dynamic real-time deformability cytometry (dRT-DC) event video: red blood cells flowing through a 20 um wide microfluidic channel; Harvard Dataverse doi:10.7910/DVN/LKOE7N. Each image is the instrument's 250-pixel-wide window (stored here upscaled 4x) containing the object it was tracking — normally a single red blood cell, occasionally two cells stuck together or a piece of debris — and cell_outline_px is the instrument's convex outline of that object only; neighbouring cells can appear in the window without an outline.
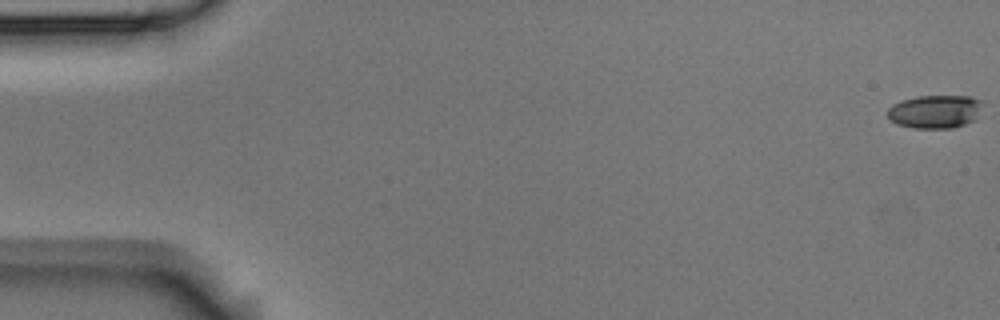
{"species": "Egyptian fruit bat (a non-hibernating species)", "species_latin": "Rousettus aegyptiacus", "temperature_condition": "room temperature", "stored_images_in_passage": 6, "camera_frame_rate_fps": 3000, "um_per_image_px": 0.085, "animal": {"sex": "male"}, "frame": {"image": 1, "passage_image": 1, "time_ms": 0.0, "image_size_px": [1000, 320], "cell_outline_px": [[980, 100], [976, 120], [952, 128], [912, 128], [896, 124], [888, 116], [888, 108], [892, 104], [900, 100], [916, 96], [968, 96]], "centroid_in_image_um": [79.42, 9.48], "position_along_channel_um": 5.6, "area_um2": 18.32}}
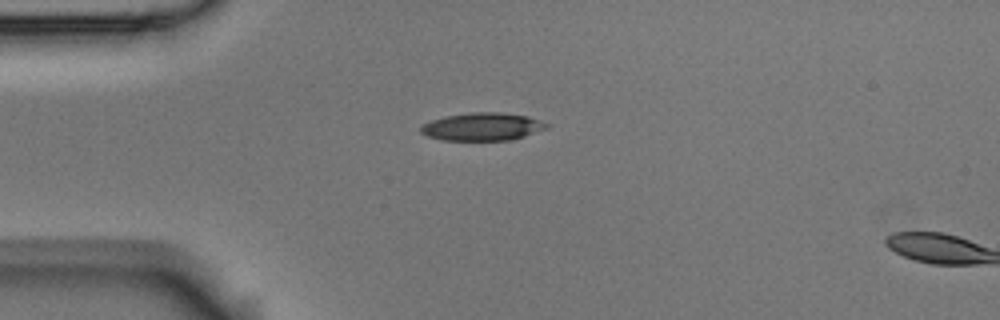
{"frame": {"image": 2, "passage_image": 5, "time_ms": 1.333, "image_size_px": [1000, 320], "cell_outline_px": [[548, 128], [524, 136], [508, 140], [440, 140], [428, 136], [420, 132], [420, 128], [424, 124], [432, 120], [444, 116], [468, 112], [500, 112], [528, 116], [540, 120], [548, 124]], "centroid_in_image_um": [40.99, 10.76], "position_along_channel_um": 44.0, "area_um2": 20.4}}